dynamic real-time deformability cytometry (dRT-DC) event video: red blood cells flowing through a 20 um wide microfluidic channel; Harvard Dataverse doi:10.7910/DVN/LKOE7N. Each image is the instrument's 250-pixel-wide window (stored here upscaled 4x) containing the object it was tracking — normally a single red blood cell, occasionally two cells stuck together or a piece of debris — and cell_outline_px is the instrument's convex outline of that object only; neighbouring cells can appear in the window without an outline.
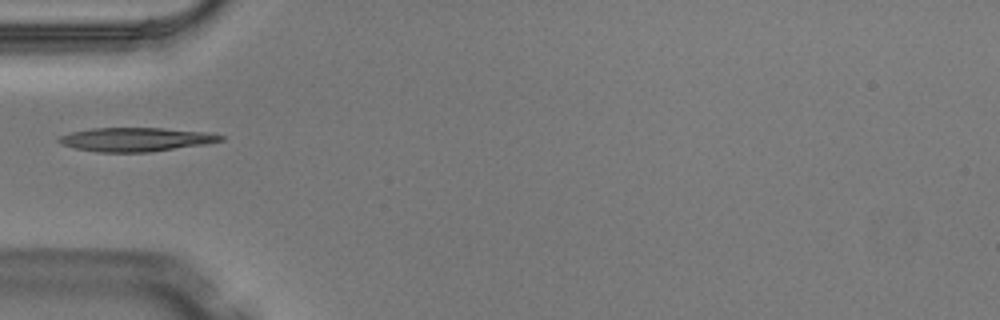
{"species": "Egyptian fruit bat (a non-hibernating species)", "species_latin": "Rousettus aegyptiacus", "temperature_condition": "warm", "stored_images_in_passage": 6, "camera_frame_rate_fps": 3000, "um_per_image_px": 0.085, "animal": {"sex": "male"}, "frame": {"image": 1, "passage_image": 5, "time_ms": 1.333, "image_size_px": [1000, 320], "cell_outline_px": [[224, 140], [208, 144], [148, 152], [96, 152], [76, 148], [60, 144], [56, 140], [60, 136], [72, 132], [92, 128], [160, 128], [212, 132], [224, 136]], "centroid_in_image_um": [11.59, 11.85], "position_along_channel_um": 73.4, "area_um2": 22.6}}